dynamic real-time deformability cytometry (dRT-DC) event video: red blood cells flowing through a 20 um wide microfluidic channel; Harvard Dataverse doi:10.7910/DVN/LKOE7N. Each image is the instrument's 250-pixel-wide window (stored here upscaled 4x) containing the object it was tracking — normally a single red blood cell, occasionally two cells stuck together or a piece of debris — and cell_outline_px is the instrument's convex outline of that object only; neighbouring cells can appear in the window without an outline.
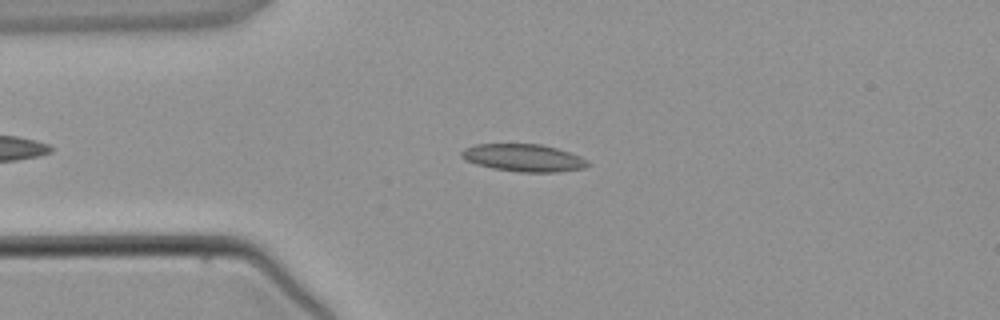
{"species": "common noctule bat (a hibernating species)", "species_latin": "Nyctalus noctula", "temperature_condition": "warm", "stored_images_in_passage": 3, "camera_frame_rate_fps": 3000, "um_per_image_px": 0.085, "animal": {"sex": "male", "body_mass_g": 21.5, "forearm_length_mm": 52.0}, "frame": {"image": 1, "passage_image": 2, "time_ms": 1.333, "image_size_px": [1000, 320], "cell_outline_px": [[588, 164], [584, 168], [556, 172], [520, 172], [492, 168], [476, 164], [460, 156], [460, 152], [464, 148], [476, 144], [540, 144], [556, 148], [580, 156], [588, 160]], "centroid_in_image_um": [44.48, 13.41], "position_along_channel_um": 40.5, "area_um2": 20.06}}